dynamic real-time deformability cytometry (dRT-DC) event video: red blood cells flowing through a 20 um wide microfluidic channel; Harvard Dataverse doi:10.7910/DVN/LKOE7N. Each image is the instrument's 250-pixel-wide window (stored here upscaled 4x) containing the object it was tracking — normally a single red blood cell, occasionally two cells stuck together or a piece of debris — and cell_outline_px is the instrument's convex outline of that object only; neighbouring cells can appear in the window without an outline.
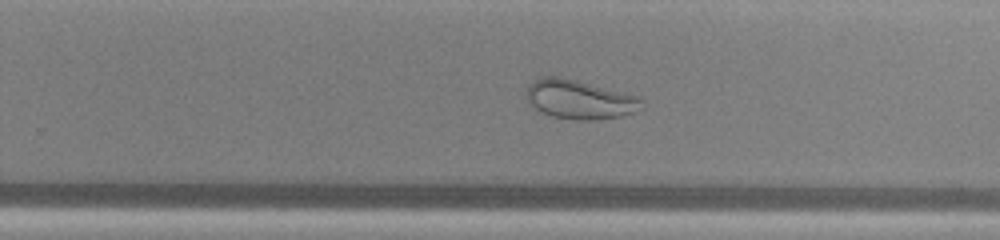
{"species": "common noctule bat (a hibernating species)", "species_latin": "Nyctalus noctula", "temperature_condition": "warm", "stored_images_in_passage": 45, "camera_frame_rate_fps": 3000, "um_per_image_px": 0.085, "animal": {"sex": "male", "body_mass_g": 13.0, "forearm_length_mm": 53.1}, "frame": {"image": 1, "passage_image": 26, "time_ms": 8.333, "image_size_px": [1000, 240], "cell_outline_px": [[644, 108], [620, 116], [596, 120], [576, 120], [552, 116], [540, 112], [528, 100], [528, 84], [532, 80], [540, 76], [556, 76], [576, 80], [640, 96], [644, 100]], "centroid_in_image_um": [49.3, 8.45], "position_along_channel_um": 280.5, "area_um2": 26.3}}